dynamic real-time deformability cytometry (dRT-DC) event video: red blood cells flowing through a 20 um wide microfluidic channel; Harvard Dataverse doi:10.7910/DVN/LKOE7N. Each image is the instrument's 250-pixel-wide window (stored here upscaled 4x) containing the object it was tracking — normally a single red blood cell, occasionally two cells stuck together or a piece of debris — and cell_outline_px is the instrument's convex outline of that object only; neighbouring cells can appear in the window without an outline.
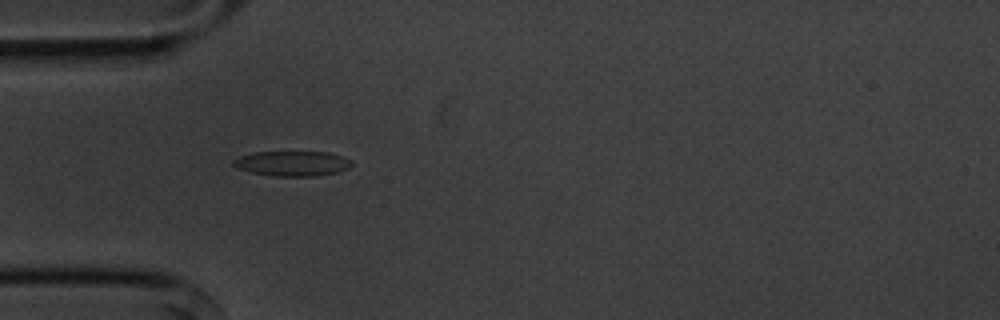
{"species": "common noctule bat (a hibernating species)", "species_latin": "Nyctalus noctula", "temperature_condition": "cold", "stored_images_in_passage": 12, "camera_frame_rate_fps": 3000, "um_per_image_px": 0.085, "animal": {"sex": "male", "body_mass_g": 20.1, "forearm_length_mm": 53.5}, "frame": {"image": 1, "passage_image": 2, "time_ms": 1.0, "image_size_px": [1000, 320], "cell_outline_px": [[352, 164], [348, 168], [336, 172], [316, 176], [276, 176], [252, 172], [236, 168], [232, 164], [232, 160], [240, 156], [256, 152], [328, 152], [352, 160]], "centroid_in_image_um": [24.83, 13.89], "position_along_channel_um": 60.2, "area_um2": 17.11}}
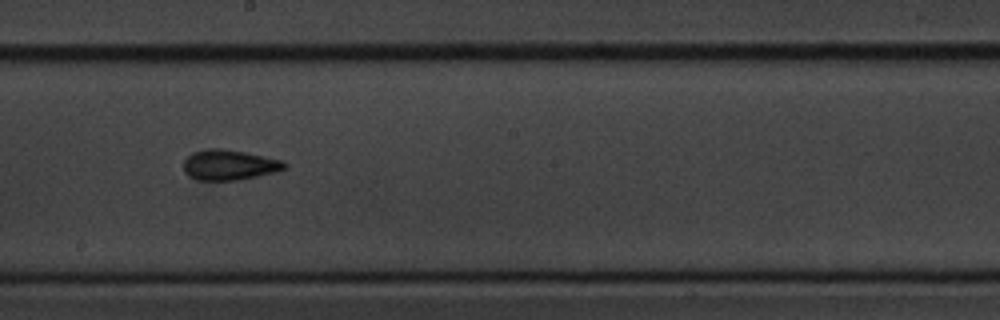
{"frame": {"image": 2, "passage_image": 6, "time_ms": 5.667, "image_size_px": [1000, 320], "cell_outline_px": [[288, 168], [256, 176], [236, 180], [196, 180], [188, 176], [184, 172], [184, 160], [192, 152], [208, 148], [220, 148], [244, 152], [284, 160], [288, 164]], "centroid_in_image_um": [19.48, 14.01], "position_along_channel_um": 228.7, "area_um2": 17.86}}
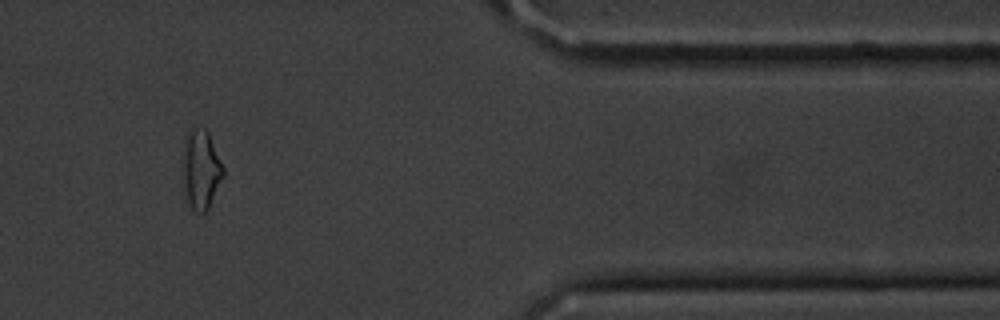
{"frame": {"image": 3, "passage_image": 10, "time_ms": 11.0, "image_size_px": [1000, 320], "cell_outline_px": [[224, 176], [208, 208], [204, 212], [200, 212], [192, 208], [188, 200], [180, 172], [180, 160], [188, 132], [192, 124], [204, 128], [208, 132], [224, 168]], "centroid_in_image_um": [17.04, 14.33], "position_along_channel_um": 394.4, "area_um2": 19.02}, "authors_computed_cell_mechanics": {"area_um2": 17.1666, "velocity_mm_per_s": 3.6375, "shape_relaxation_time_tau1_ms": 3.2653, "shape_relaxation_time_tau2_ms": 3.2792, "deformation_change_tau1": 0.1143, "deformation_change_tau2": 0.0966}}